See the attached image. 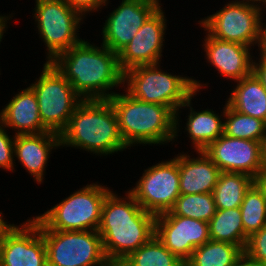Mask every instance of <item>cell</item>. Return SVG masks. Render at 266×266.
I'll return each mask as SVG.
<instances>
[{
    "mask_svg": "<svg viewBox=\"0 0 266 266\" xmlns=\"http://www.w3.org/2000/svg\"><path fill=\"white\" fill-rule=\"evenodd\" d=\"M128 192L146 212L155 216L168 212L180 196L178 155L147 168Z\"/></svg>",
    "mask_w": 266,
    "mask_h": 266,
    "instance_id": "10",
    "label": "cell"
},
{
    "mask_svg": "<svg viewBox=\"0 0 266 266\" xmlns=\"http://www.w3.org/2000/svg\"><path fill=\"white\" fill-rule=\"evenodd\" d=\"M236 82L227 103L242 114L266 122V89L261 80L252 72Z\"/></svg>",
    "mask_w": 266,
    "mask_h": 266,
    "instance_id": "21",
    "label": "cell"
},
{
    "mask_svg": "<svg viewBox=\"0 0 266 266\" xmlns=\"http://www.w3.org/2000/svg\"><path fill=\"white\" fill-rule=\"evenodd\" d=\"M48 266H100L107 258L98 231L41 230Z\"/></svg>",
    "mask_w": 266,
    "mask_h": 266,
    "instance_id": "9",
    "label": "cell"
},
{
    "mask_svg": "<svg viewBox=\"0 0 266 266\" xmlns=\"http://www.w3.org/2000/svg\"><path fill=\"white\" fill-rule=\"evenodd\" d=\"M260 59L258 62H253V72L261 80L263 86L266 89V55H259Z\"/></svg>",
    "mask_w": 266,
    "mask_h": 266,
    "instance_id": "33",
    "label": "cell"
},
{
    "mask_svg": "<svg viewBox=\"0 0 266 266\" xmlns=\"http://www.w3.org/2000/svg\"><path fill=\"white\" fill-rule=\"evenodd\" d=\"M51 63L84 100L109 99L115 94L109 90L124 85L118 54L103 45L99 48L82 40Z\"/></svg>",
    "mask_w": 266,
    "mask_h": 266,
    "instance_id": "1",
    "label": "cell"
},
{
    "mask_svg": "<svg viewBox=\"0 0 266 266\" xmlns=\"http://www.w3.org/2000/svg\"><path fill=\"white\" fill-rule=\"evenodd\" d=\"M212 193L180 195L173 207L159 215H177L209 222L216 213Z\"/></svg>",
    "mask_w": 266,
    "mask_h": 266,
    "instance_id": "28",
    "label": "cell"
},
{
    "mask_svg": "<svg viewBox=\"0 0 266 266\" xmlns=\"http://www.w3.org/2000/svg\"><path fill=\"white\" fill-rule=\"evenodd\" d=\"M223 134L226 136L260 142L266 130V122L234 110L227 102L223 107Z\"/></svg>",
    "mask_w": 266,
    "mask_h": 266,
    "instance_id": "26",
    "label": "cell"
},
{
    "mask_svg": "<svg viewBox=\"0 0 266 266\" xmlns=\"http://www.w3.org/2000/svg\"><path fill=\"white\" fill-rule=\"evenodd\" d=\"M61 146L108 155L128 147L119 132L116 113L108 99L83 100L60 133Z\"/></svg>",
    "mask_w": 266,
    "mask_h": 266,
    "instance_id": "3",
    "label": "cell"
},
{
    "mask_svg": "<svg viewBox=\"0 0 266 266\" xmlns=\"http://www.w3.org/2000/svg\"><path fill=\"white\" fill-rule=\"evenodd\" d=\"M127 147L133 144H164L175 140V113L167 106L142 102L128 93L108 99Z\"/></svg>",
    "mask_w": 266,
    "mask_h": 266,
    "instance_id": "4",
    "label": "cell"
},
{
    "mask_svg": "<svg viewBox=\"0 0 266 266\" xmlns=\"http://www.w3.org/2000/svg\"><path fill=\"white\" fill-rule=\"evenodd\" d=\"M110 188L92 183L36 216L41 230L98 231L102 206Z\"/></svg>",
    "mask_w": 266,
    "mask_h": 266,
    "instance_id": "6",
    "label": "cell"
},
{
    "mask_svg": "<svg viewBox=\"0 0 266 266\" xmlns=\"http://www.w3.org/2000/svg\"><path fill=\"white\" fill-rule=\"evenodd\" d=\"M0 266H48L46 244L39 223L9 224L0 235Z\"/></svg>",
    "mask_w": 266,
    "mask_h": 266,
    "instance_id": "12",
    "label": "cell"
},
{
    "mask_svg": "<svg viewBox=\"0 0 266 266\" xmlns=\"http://www.w3.org/2000/svg\"><path fill=\"white\" fill-rule=\"evenodd\" d=\"M262 14L261 8L229 2L215 14L199 21V24L216 39L251 47L256 43L258 45Z\"/></svg>",
    "mask_w": 266,
    "mask_h": 266,
    "instance_id": "11",
    "label": "cell"
},
{
    "mask_svg": "<svg viewBox=\"0 0 266 266\" xmlns=\"http://www.w3.org/2000/svg\"><path fill=\"white\" fill-rule=\"evenodd\" d=\"M2 217V213L0 212V235L2 231L9 225L6 221H4V219H2Z\"/></svg>",
    "mask_w": 266,
    "mask_h": 266,
    "instance_id": "41",
    "label": "cell"
},
{
    "mask_svg": "<svg viewBox=\"0 0 266 266\" xmlns=\"http://www.w3.org/2000/svg\"><path fill=\"white\" fill-rule=\"evenodd\" d=\"M127 266H182L184 264L154 235L123 260Z\"/></svg>",
    "mask_w": 266,
    "mask_h": 266,
    "instance_id": "27",
    "label": "cell"
},
{
    "mask_svg": "<svg viewBox=\"0 0 266 266\" xmlns=\"http://www.w3.org/2000/svg\"><path fill=\"white\" fill-rule=\"evenodd\" d=\"M234 266H263V265L253 262L250 258H248L244 254Z\"/></svg>",
    "mask_w": 266,
    "mask_h": 266,
    "instance_id": "37",
    "label": "cell"
},
{
    "mask_svg": "<svg viewBox=\"0 0 266 266\" xmlns=\"http://www.w3.org/2000/svg\"><path fill=\"white\" fill-rule=\"evenodd\" d=\"M161 6L145 21L136 35L118 54L121 71L124 73L137 66L158 64L162 59L166 19Z\"/></svg>",
    "mask_w": 266,
    "mask_h": 266,
    "instance_id": "15",
    "label": "cell"
},
{
    "mask_svg": "<svg viewBox=\"0 0 266 266\" xmlns=\"http://www.w3.org/2000/svg\"><path fill=\"white\" fill-rule=\"evenodd\" d=\"M34 10L38 34L48 50L47 62L82 41L77 30L84 16L64 0H36Z\"/></svg>",
    "mask_w": 266,
    "mask_h": 266,
    "instance_id": "8",
    "label": "cell"
},
{
    "mask_svg": "<svg viewBox=\"0 0 266 266\" xmlns=\"http://www.w3.org/2000/svg\"><path fill=\"white\" fill-rule=\"evenodd\" d=\"M60 134L47 131L39 134L16 135L14 156L38 183H42L52 149L60 147Z\"/></svg>",
    "mask_w": 266,
    "mask_h": 266,
    "instance_id": "18",
    "label": "cell"
},
{
    "mask_svg": "<svg viewBox=\"0 0 266 266\" xmlns=\"http://www.w3.org/2000/svg\"><path fill=\"white\" fill-rule=\"evenodd\" d=\"M244 254L253 262L266 266V225L248 238Z\"/></svg>",
    "mask_w": 266,
    "mask_h": 266,
    "instance_id": "30",
    "label": "cell"
},
{
    "mask_svg": "<svg viewBox=\"0 0 266 266\" xmlns=\"http://www.w3.org/2000/svg\"><path fill=\"white\" fill-rule=\"evenodd\" d=\"M29 87L37 97L42 124L58 134L84 100L51 62H45L39 79Z\"/></svg>",
    "mask_w": 266,
    "mask_h": 266,
    "instance_id": "7",
    "label": "cell"
},
{
    "mask_svg": "<svg viewBox=\"0 0 266 266\" xmlns=\"http://www.w3.org/2000/svg\"><path fill=\"white\" fill-rule=\"evenodd\" d=\"M262 16L260 17V29H259V41L258 47L260 49V54L266 55V24L262 23ZM264 24V25H263Z\"/></svg>",
    "mask_w": 266,
    "mask_h": 266,
    "instance_id": "35",
    "label": "cell"
},
{
    "mask_svg": "<svg viewBox=\"0 0 266 266\" xmlns=\"http://www.w3.org/2000/svg\"><path fill=\"white\" fill-rule=\"evenodd\" d=\"M196 153L199 157L178 156L180 195L212 193L217 184L221 170L203 150Z\"/></svg>",
    "mask_w": 266,
    "mask_h": 266,
    "instance_id": "19",
    "label": "cell"
},
{
    "mask_svg": "<svg viewBox=\"0 0 266 266\" xmlns=\"http://www.w3.org/2000/svg\"><path fill=\"white\" fill-rule=\"evenodd\" d=\"M0 122L16 129L15 136L49 131L41 122L37 97L30 87L21 90L6 104L0 112Z\"/></svg>",
    "mask_w": 266,
    "mask_h": 266,
    "instance_id": "20",
    "label": "cell"
},
{
    "mask_svg": "<svg viewBox=\"0 0 266 266\" xmlns=\"http://www.w3.org/2000/svg\"><path fill=\"white\" fill-rule=\"evenodd\" d=\"M253 184L261 192L266 201V169H261L253 178Z\"/></svg>",
    "mask_w": 266,
    "mask_h": 266,
    "instance_id": "34",
    "label": "cell"
},
{
    "mask_svg": "<svg viewBox=\"0 0 266 266\" xmlns=\"http://www.w3.org/2000/svg\"><path fill=\"white\" fill-rule=\"evenodd\" d=\"M239 208L244 232L248 237L266 225V201L254 184L246 192Z\"/></svg>",
    "mask_w": 266,
    "mask_h": 266,
    "instance_id": "29",
    "label": "cell"
},
{
    "mask_svg": "<svg viewBox=\"0 0 266 266\" xmlns=\"http://www.w3.org/2000/svg\"><path fill=\"white\" fill-rule=\"evenodd\" d=\"M100 266H127L124 261L119 260H106Z\"/></svg>",
    "mask_w": 266,
    "mask_h": 266,
    "instance_id": "40",
    "label": "cell"
},
{
    "mask_svg": "<svg viewBox=\"0 0 266 266\" xmlns=\"http://www.w3.org/2000/svg\"><path fill=\"white\" fill-rule=\"evenodd\" d=\"M252 185L253 178L248 174L221 172L212 192L217 210L240 207Z\"/></svg>",
    "mask_w": 266,
    "mask_h": 266,
    "instance_id": "24",
    "label": "cell"
},
{
    "mask_svg": "<svg viewBox=\"0 0 266 266\" xmlns=\"http://www.w3.org/2000/svg\"><path fill=\"white\" fill-rule=\"evenodd\" d=\"M244 255L237 245L209 240L197 247L186 262L188 266H234Z\"/></svg>",
    "mask_w": 266,
    "mask_h": 266,
    "instance_id": "25",
    "label": "cell"
},
{
    "mask_svg": "<svg viewBox=\"0 0 266 266\" xmlns=\"http://www.w3.org/2000/svg\"><path fill=\"white\" fill-rule=\"evenodd\" d=\"M231 2H233V3H242V4H246V5H252V6L261 8V9H262V7H261V5H259L261 2H262V6H263V3H264V6L266 5V0H242V1L236 0V1H231ZM257 2L259 4H257Z\"/></svg>",
    "mask_w": 266,
    "mask_h": 266,
    "instance_id": "38",
    "label": "cell"
},
{
    "mask_svg": "<svg viewBox=\"0 0 266 266\" xmlns=\"http://www.w3.org/2000/svg\"><path fill=\"white\" fill-rule=\"evenodd\" d=\"M197 95L196 92L181 106L190 107L185 130L195 147V151L205 150L212 142L216 141L223 134L224 122L216 112L206 109L196 112L191 107V99Z\"/></svg>",
    "mask_w": 266,
    "mask_h": 266,
    "instance_id": "22",
    "label": "cell"
},
{
    "mask_svg": "<svg viewBox=\"0 0 266 266\" xmlns=\"http://www.w3.org/2000/svg\"><path fill=\"white\" fill-rule=\"evenodd\" d=\"M10 18L8 16H0V42L2 41V37H3V33L6 32L5 29L7 28L6 26V22L7 20H9Z\"/></svg>",
    "mask_w": 266,
    "mask_h": 266,
    "instance_id": "39",
    "label": "cell"
},
{
    "mask_svg": "<svg viewBox=\"0 0 266 266\" xmlns=\"http://www.w3.org/2000/svg\"><path fill=\"white\" fill-rule=\"evenodd\" d=\"M159 64L137 66L124 72L123 83H128L125 92L139 101L169 107L175 113V136H178L179 108L203 85L189 77L165 73Z\"/></svg>",
    "mask_w": 266,
    "mask_h": 266,
    "instance_id": "5",
    "label": "cell"
},
{
    "mask_svg": "<svg viewBox=\"0 0 266 266\" xmlns=\"http://www.w3.org/2000/svg\"><path fill=\"white\" fill-rule=\"evenodd\" d=\"M206 36L205 44H203L206 59L219 71L220 75L238 81L253 72L254 60L250 55L249 46L222 41L208 33Z\"/></svg>",
    "mask_w": 266,
    "mask_h": 266,
    "instance_id": "17",
    "label": "cell"
},
{
    "mask_svg": "<svg viewBox=\"0 0 266 266\" xmlns=\"http://www.w3.org/2000/svg\"><path fill=\"white\" fill-rule=\"evenodd\" d=\"M208 223L210 240L228 242L245 250L249 237L244 232L239 207L216 210L215 215Z\"/></svg>",
    "mask_w": 266,
    "mask_h": 266,
    "instance_id": "23",
    "label": "cell"
},
{
    "mask_svg": "<svg viewBox=\"0 0 266 266\" xmlns=\"http://www.w3.org/2000/svg\"><path fill=\"white\" fill-rule=\"evenodd\" d=\"M159 0H122L102 29V45L119 54L145 21L160 7Z\"/></svg>",
    "mask_w": 266,
    "mask_h": 266,
    "instance_id": "13",
    "label": "cell"
},
{
    "mask_svg": "<svg viewBox=\"0 0 266 266\" xmlns=\"http://www.w3.org/2000/svg\"><path fill=\"white\" fill-rule=\"evenodd\" d=\"M262 169H266V130L260 141Z\"/></svg>",
    "mask_w": 266,
    "mask_h": 266,
    "instance_id": "36",
    "label": "cell"
},
{
    "mask_svg": "<svg viewBox=\"0 0 266 266\" xmlns=\"http://www.w3.org/2000/svg\"><path fill=\"white\" fill-rule=\"evenodd\" d=\"M71 8L77 10L83 16L89 12L99 10L107 5V0H64ZM106 4V5H105Z\"/></svg>",
    "mask_w": 266,
    "mask_h": 266,
    "instance_id": "32",
    "label": "cell"
},
{
    "mask_svg": "<svg viewBox=\"0 0 266 266\" xmlns=\"http://www.w3.org/2000/svg\"><path fill=\"white\" fill-rule=\"evenodd\" d=\"M221 172L245 173L252 178L262 169L260 142L222 134L203 150Z\"/></svg>",
    "mask_w": 266,
    "mask_h": 266,
    "instance_id": "16",
    "label": "cell"
},
{
    "mask_svg": "<svg viewBox=\"0 0 266 266\" xmlns=\"http://www.w3.org/2000/svg\"><path fill=\"white\" fill-rule=\"evenodd\" d=\"M6 127L0 122V167L13 172L14 169V139L8 136Z\"/></svg>",
    "mask_w": 266,
    "mask_h": 266,
    "instance_id": "31",
    "label": "cell"
},
{
    "mask_svg": "<svg viewBox=\"0 0 266 266\" xmlns=\"http://www.w3.org/2000/svg\"><path fill=\"white\" fill-rule=\"evenodd\" d=\"M155 235L186 263L197 247L210 240L209 223L177 215H156Z\"/></svg>",
    "mask_w": 266,
    "mask_h": 266,
    "instance_id": "14",
    "label": "cell"
},
{
    "mask_svg": "<svg viewBox=\"0 0 266 266\" xmlns=\"http://www.w3.org/2000/svg\"><path fill=\"white\" fill-rule=\"evenodd\" d=\"M120 197L111 191L102 206L98 233L107 260L123 261L155 235L156 216L146 212L129 192L126 200Z\"/></svg>",
    "mask_w": 266,
    "mask_h": 266,
    "instance_id": "2",
    "label": "cell"
}]
</instances>
